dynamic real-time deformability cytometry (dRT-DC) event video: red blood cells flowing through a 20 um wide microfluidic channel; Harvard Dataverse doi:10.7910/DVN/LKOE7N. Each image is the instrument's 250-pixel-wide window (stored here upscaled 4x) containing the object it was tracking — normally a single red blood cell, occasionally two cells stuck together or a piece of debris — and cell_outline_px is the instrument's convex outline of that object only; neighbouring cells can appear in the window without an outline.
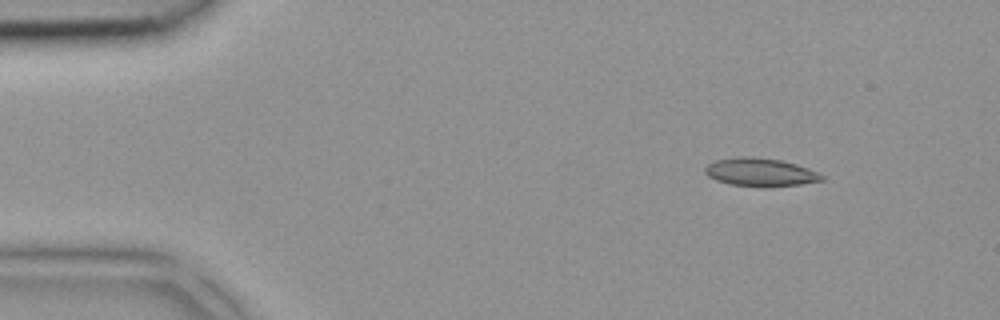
{"species": "common noctule bat (a hibernating species)", "species_latin": "Nyctalus noctula", "temperature_condition": "room temperature", "stored_images_in_passage": 3, "camera_frame_rate_fps": 3000, "um_per_image_px": 0.085, "animal": {"sex": "female", "body_mass_g": 18.4}, "frame": {"image": 1, "passage_image": 1, "time_ms": 0.0, "image_size_px": [1000, 320], "cell_outline_px": [[824, 180], [800, 184], [764, 188], [728, 184], [716, 180], [708, 176], [704, 172], [704, 168], [708, 164], [716, 160], [736, 156], [752, 156], [780, 160], [796, 164], [808, 168], [824, 176]], "centroid_in_image_um": [64.59, 14.64], "position_along_channel_um": 20.4, "area_um2": 19.42}}